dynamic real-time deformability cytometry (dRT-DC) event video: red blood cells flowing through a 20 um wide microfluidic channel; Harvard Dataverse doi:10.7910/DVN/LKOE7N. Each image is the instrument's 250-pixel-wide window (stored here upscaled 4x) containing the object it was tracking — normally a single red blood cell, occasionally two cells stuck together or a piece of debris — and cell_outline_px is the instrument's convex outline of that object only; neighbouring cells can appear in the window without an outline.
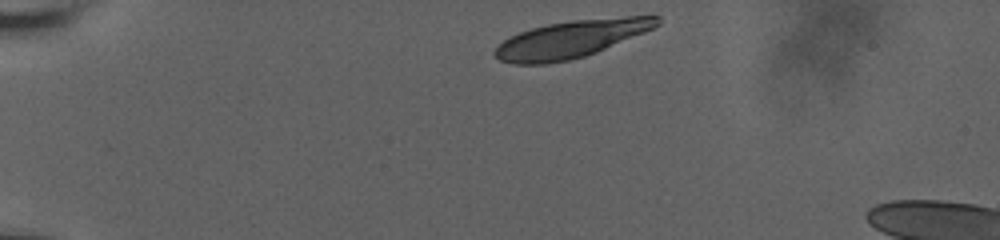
{"species": "human", "species_latin": "Homo sapiens", "temperature_condition": "room temperature", "stored_images_in_passage": 57, "camera_frame_rate_fps": 3000, "um_per_image_px": 0.085, "donor": {"sex": "male"}, "frame": {"image": 1, "passage_image": 1, "time_ms": 0.0, "image_size_px": [1000, 240], "cell_outline_px": [[660, 24], [644, 32], [596, 52], [584, 56], [568, 60], [544, 64], [516, 64], [500, 60], [492, 52], [504, 40], [520, 32], [532, 28], [548, 24], [572, 20], [624, 16], [660, 16]], "centroid_in_image_um": [48.54, 3.31], "position_along_channel_um": 36.5, "area_um2": 34.8}}
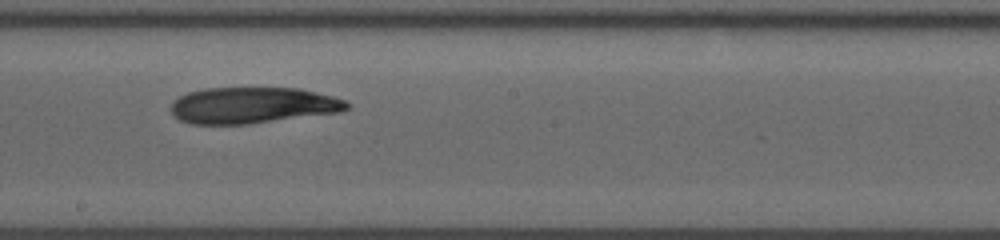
{"frame": {"image": 2, "passage_image": 32, "time_ms": 7.0, "image_size_px": [1000, 240], "cell_outline_px": [[352, 104], [348, 108], [340, 112], [248, 124], [192, 124], [180, 120], [172, 112], [172, 100], [188, 92], [204, 88], [300, 88], [348, 100]], "centroid_in_image_um": [21.5, 8.94], "position_along_channel_um": 226.7, "area_um2": 37.22}}
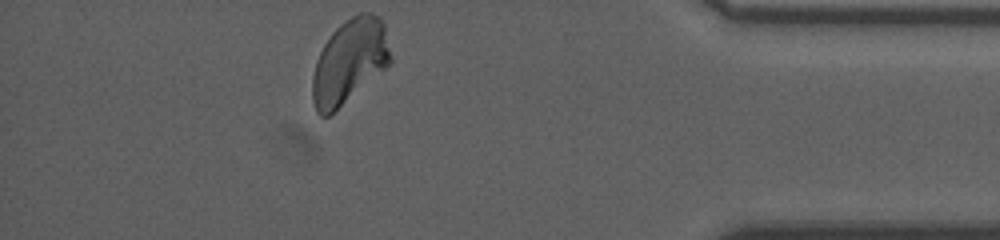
{"frame": {"image": 3, "passage_image": 57, "time_ms": 12.667, "image_size_px": [1000, 240], "cell_outline_px": [[392, 60], [384, 68], [328, 116], [320, 116], [316, 112], [312, 100], [312, 76], [316, 60], [324, 44], [332, 32], [340, 24], [352, 16], [360, 12], [372, 12], [380, 16], [384, 24]], "centroid_in_image_um": [29.68, 5.18], "position_along_channel_um": 405.5, "area_um2": 37.8}, "authors_computed_cell_mechanics": {"area_um2": 37.57, "velocity_mm_per_s": 3.7345, "shape_relaxation_time_tau1_ms": 11.3, "shape_relaxation_time_tau2_ms": 2.673, "deformation_change_tau1": 0.1988, "deformation_change_tau2": 0.0656}}